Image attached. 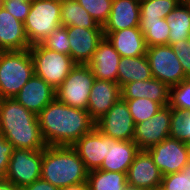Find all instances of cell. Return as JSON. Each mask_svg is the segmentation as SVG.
I'll use <instances>...</instances> for the list:
<instances>
[{
    "mask_svg": "<svg viewBox=\"0 0 190 190\" xmlns=\"http://www.w3.org/2000/svg\"><path fill=\"white\" fill-rule=\"evenodd\" d=\"M95 127L113 139L133 141L135 123L126 101L121 98L95 122Z\"/></svg>",
    "mask_w": 190,
    "mask_h": 190,
    "instance_id": "11",
    "label": "cell"
},
{
    "mask_svg": "<svg viewBox=\"0 0 190 190\" xmlns=\"http://www.w3.org/2000/svg\"><path fill=\"white\" fill-rule=\"evenodd\" d=\"M171 107H162L149 120L135 124L133 141L139 150H148L170 137Z\"/></svg>",
    "mask_w": 190,
    "mask_h": 190,
    "instance_id": "12",
    "label": "cell"
},
{
    "mask_svg": "<svg viewBox=\"0 0 190 190\" xmlns=\"http://www.w3.org/2000/svg\"><path fill=\"white\" fill-rule=\"evenodd\" d=\"M0 190H21L15 186L12 182L2 179L0 180Z\"/></svg>",
    "mask_w": 190,
    "mask_h": 190,
    "instance_id": "40",
    "label": "cell"
},
{
    "mask_svg": "<svg viewBox=\"0 0 190 190\" xmlns=\"http://www.w3.org/2000/svg\"><path fill=\"white\" fill-rule=\"evenodd\" d=\"M41 45L49 50L70 55L67 27L60 26L53 30L50 35L42 41Z\"/></svg>",
    "mask_w": 190,
    "mask_h": 190,
    "instance_id": "34",
    "label": "cell"
},
{
    "mask_svg": "<svg viewBox=\"0 0 190 190\" xmlns=\"http://www.w3.org/2000/svg\"><path fill=\"white\" fill-rule=\"evenodd\" d=\"M120 54L112 44L104 37L98 44L87 65L92 69L96 79L118 81V65Z\"/></svg>",
    "mask_w": 190,
    "mask_h": 190,
    "instance_id": "18",
    "label": "cell"
},
{
    "mask_svg": "<svg viewBox=\"0 0 190 190\" xmlns=\"http://www.w3.org/2000/svg\"><path fill=\"white\" fill-rule=\"evenodd\" d=\"M187 41H188V46L190 47V36Z\"/></svg>",
    "mask_w": 190,
    "mask_h": 190,
    "instance_id": "47",
    "label": "cell"
},
{
    "mask_svg": "<svg viewBox=\"0 0 190 190\" xmlns=\"http://www.w3.org/2000/svg\"><path fill=\"white\" fill-rule=\"evenodd\" d=\"M182 4H190V0H179Z\"/></svg>",
    "mask_w": 190,
    "mask_h": 190,
    "instance_id": "44",
    "label": "cell"
},
{
    "mask_svg": "<svg viewBox=\"0 0 190 190\" xmlns=\"http://www.w3.org/2000/svg\"><path fill=\"white\" fill-rule=\"evenodd\" d=\"M123 100L126 101L135 124L143 122L146 119L149 120L162 108L159 103L147 98Z\"/></svg>",
    "mask_w": 190,
    "mask_h": 190,
    "instance_id": "30",
    "label": "cell"
},
{
    "mask_svg": "<svg viewBox=\"0 0 190 190\" xmlns=\"http://www.w3.org/2000/svg\"><path fill=\"white\" fill-rule=\"evenodd\" d=\"M2 7H4L17 20L24 23L31 8V2L7 0V1H2Z\"/></svg>",
    "mask_w": 190,
    "mask_h": 190,
    "instance_id": "36",
    "label": "cell"
},
{
    "mask_svg": "<svg viewBox=\"0 0 190 190\" xmlns=\"http://www.w3.org/2000/svg\"><path fill=\"white\" fill-rule=\"evenodd\" d=\"M60 10L62 26L103 29L76 0H61Z\"/></svg>",
    "mask_w": 190,
    "mask_h": 190,
    "instance_id": "25",
    "label": "cell"
},
{
    "mask_svg": "<svg viewBox=\"0 0 190 190\" xmlns=\"http://www.w3.org/2000/svg\"><path fill=\"white\" fill-rule=\"evenodd\" d=\"M170 28L168 45L178 41H186L190 36V6L179 3L176 8L166 16Z\"/></svg>",
    "mask_w": 190,
    "mask_h": 190,
    "instance_id": "26",
    "label": "cell"
},
{
    "mask_svg": "<svg viewBox=\"0 0 190 190\" xmlns=\"http://www.w3.org/2000/svg\"><path fill=\"white\" fill-rule=\"evenodd\" d=\"M103 33L121 57L146 55L148 47L140 27Z\"/></svg>",
    "mask_w": 190,
    "mask_h": 190,
    "instance_id": "22",
    "label": "cell"
},
{
    "mask_svg": "<svg viewBox=\"0 0 190 190\" xmlns=\"http://www.w3.org/2000/svg\"><path fill=\"white\" fill-rule=\"evenodd\" d=\"M60 190H89L87 182L69 185L67 187L60 188Z\"/></svg>",
    "mask_w": 190,
    "mask_h": 190,
    "instance_id": "41",
    "label": "cell"
},
{
    "mask_svg": "<svg viewBox=\"0 0 190 190\" xmlns=\"http://www.w3.org/2000/svg\"><path fill=\"white\" fill-rule=\"evenodd\" d=\"M48 146H72L95 128L87 110L68 106L56 97L37 115Z\"/></svg>",
    "mask_w": 190,
    "mask_h": 190,
    "instance_id": "1",
    "label": "cell"
},
{
    "mask_svg": "<svg viewBox=\"0 0 190 190\" xmlns=\"http://www.w3.org/2000/svg\"><path fill=\"white\" fill-rule=\"evenodd\" d=\"M163 176L184 170L190 163L186 143L168 137L147 150Z\"/></svg>",
    "mask_w": 190,
    "mask_h": 190,
    "instance_id": "10",
    "label": "cell"
},
{
    "mask_svg": "<svg viewBox=\"0 0 190 190\" xmlns=\"http://www.w3.org/2000/svg\"><path fill=\"white\" fill-rule=\"evenodd\" d=\"M100 25L104 26L107 22L113 0H76Z\"/></svg>",
    "mask_w": 190,
    "mask_h": 190,
    "instance_id": "33",
    "label": "cell"
},
{
    "mask_svg": "<svg viewBox=\"0 0 190 190\" xmlns=\"http://www.w3.org/2000/svg\"><path fill=\"white\" fill-rule=\"evenodd\" d=\"M139 151L134 141H121L108 137L107 156L99 170L127 173Z\"/></svg>",
    "mask_w": 190,
    "mask_h": 190,
    "instance_id": "19",
    "label": "cell"
},
{
    "mask_svg": "<svg viewBox=\"0 0 190 190\" xmlns=\"http://www.w3.org/2000/svg\"><path fill=\"white\" fill-rule=\"evenodd\" d=\"M146 56L153 78L164 82L169 88L188 78L170 45L150 46Z\"/></svg>",
    "mask_w": 190,
    "mask_h": 190,
    "instance_id": "9",
    "label": "cell"
},
{
    "mask_svg": "<svg viewBox=\"0 0 190 190\" xmlns=\"http://www.w3.org/2000/svg\"><path fill=\"white\" fill-rule=\"evenodd\" d=\"M179 3V0H140V19L166 18Z\"/></svg>",
    "mask_w": 190,
    "mask_h": 190,
    "instance_id": "29",
    "label": "cell"
},
{
    "mask_svg": "<svg viewBox=\"0 0 190 190\" xmlns=\"http://www.w3.org/2000/svg\"><path fill=\"white\" fill-rule=\"evenodd\" d=\"M159 190H190V176L185 170L165 175Z\"/></svg>",
    "mask_w": 190,
    "mask_h": 190,
    "instance_id": "35",
    "label": "cell"
},
{
    "mask_svg": "<svg viewBox=\"0 0 190 190\" xmlns=\"http://www.w3.org/2000/svg\"><path fill=\"white\" fill-rule=\"evenodd\" d=\"M72 148L77 152L88 171L97 170L107 156L108 136L95 127L90 133L84 134L76 141Z\"/></svg>",
    "mask_w": 190,
    "mask_h": 190,
    "instance_id": "15",
    "label": "cell"
},
{
    "mask_svg": "<svg viewBox=\"0 0 190 190\" xmlns=\"http://www.w3.org/2000/svg\"><path fill=\"white\" fill-rule=\"evenodd\" d=\"M34 74L29 49L0 51V99L14 98Z\"/></svg>",
    "mask_w": 190,
    "mask_h": 190,
    "instance_id": "4",
    "label": "cell"
},
{
    "mask_svg": "<svg viewBox=\"0 0 190 190\" xmlns=\"http://www.w3.org/2000/svg\"><path fill=\"white\" fill-rule=\"evenodd\" d=\"M21 190H60L58 187L49 183L48 181L39 178L32 184L23 187Z\"/></svg>",
    "mask_w": 190,
    "mask_h": 190,
    "instance_id": "39",
    "label": "cell"
},
{
    "mask_svg": "<svg viewBox=\"0 0 190 190\" xmlns=\"http://www.w3.org/2000/svg\"><path fill=\"white\" fill-rule=\"evenodd\" d=\"M127 185L140 190H159L162 173L147 150H140L126 173Z\"/></svg>",
    "mask_w": 190,
    "mask_h": 190,
    "instance_id": "13",
    "label": "cell"
},
{
    "mask_svg": "<svg viewBox=\"0 0 190 190\" xmlns=\"http://www.w3.org/2000/svg\"><path fill=\"white\" fill-rule=\"evenodd\" d=\"M120 98L121 91L117 82L95 79L87 104L90 117L95 122L98 121Z\"/></svg>",
    "mask_w": 190,
    "mask_h": 190,
    "instance_id": "17",
    "label": "cell"
},
{
    "mask_svg": "<svg viewBox=\"0 0 190 190\" xmlns=\"http://www.w3.org/2000/svg\"><path fill=\"white\" fill-rule=\"evenodd\" d=\"M88 170L72 146L43 150L41 178L60 188L87 182Z\"/></svg>",
    "mask_w": 190,
    "mask_h": 190,
    "instance_id": "3",
    "label": "cell"
},
{
    "mask_svg": "<svg viewBox=\"0 0 190 190\" xmlns=\"http://www.w3.org/2000/svg\"><path fill=\"white\" fill-rule=\"evenodd\" d=\"M139 27L144 35L147 47L168 45L170 28L166 18L140 19Z\"/></svg>",
    "mask_w": 190,
    "mask_h": 190,
    "instance_id": "28",
    "label": "cell"
},
{
    "mask_svg": "<svg viewBox=\"0 0 190 190\" xmlns=\"http://www.w3.org/2000/svg\"><path fill=\"white\" fill-rule=\"evenodd\" d=\"M30 47L25 34L24 23L17 20L4 7H1L0 51L25 50Z\"/></svg>",
    "mask_w": 190,
    "mask_h": 190,
    "instance_id": "21",
    "label": "cell"
},
{
    "mask_svg": "<svg viewBox=\"0 0 190 190\" xmlns=\"http://www.w3.org/2000/svg\"><path fill=\"white\" fill-rule=\"evenodd\" d=\"M123 190H140V189H137L136 187L126 185V187Z\"/></svg>",
    "mask_w": 190,
    "mask_h": 190,
    "instance_id": "43",
    "label": "cell"
},
{
    "mask_svg": "<svg viewBox=\"0 0 190 190\" xmlns=\"http://www.w3.org/2000/svg\"><path fill=\"white\" fill-rule=\"evenodd\" d=\"M95 79L88 65L76 64L55 90L56 98L68 106L87 110L90 90Z\"/></svg>",
    "mask_w": 190,
    "mask_h": 190,
    "instance_id": "7",
    "label": "cell"
},
{
    "mask_svg": "<svg viewBox=\"0 0 190 190\" xmlns=\"http://www.w3.org/2000/svg\"><path fill=\"white\" fill-rule=\"evenodd\" d=\"M2 1H7V0H2ZM18 1H21V2H32L33 0H18Z\"/></svg>",
    "mask_w": 190,
    "mask_h": 190,
    "instance_id": "46",
    "label": "cell"
},
{
    "mask_svg": "<svg viewBox=\"0 0 190 190\" xmlns=\"http://www.w3.org/2000/svg\"><path fill=\"white\" fill-rule=\"evenodd\" d=\"M153 78L146 55L121 57L118 65V81L120 88L130 82L146 81Z\"/></svg>",
    "mask_w": 190,
    "mask_h": 190,
    "instance_id": "24",
    "label": "cell"
},
{
    "mask_svg": "<svg viewBox=\"0 0 190 190\" xmlns=\"http://www.w3.org/2000/svg\"><path fill=\"white\" fill-rule=\"evenodd\" d=\"M188 175L190 176V164L184 169Z\"/></svg>",
    "mask_w": 190,
    "mask_h": 190,
    "instance_id": "45",
    "label": "cell"
},
{
    "mask_svg": "<svg viewBox=\"0 0 190 190\" xmlns=\"http://www.w3.org/2000/svg\"><path fill=\"white\" fill-rule=\"evenodd\" d=\"M169 106L178 111L190 112V78L170 87Z\"/></svg>",
    "mask_w": 190,
    "mask_h": 190,
    "instance_id": "31",
    "label": "cell"
},
{
    "mask_svg": "<svg viewBox=\"0 0 190 190\" xmlns=\"http://www.w3.org/2000/svg\"><path fill=\"white\" fill-rule=\"evenodd\" d=\"M55 97V89L34 74L14 99L27 110L38 115Z\"/></svg>",
    "mask_w": 190,
    "mask_h": 190,
    "instance_id": "16",
    "label": "cell"
},
{
    "mask_svg": "<svg viewBox=\"0 0 190 190\" xmlns=\"http://www.w3.org/2000/svg\"><path fill=\"white\" fill-rule=\"evenodd\" d=\"M0 134L14 149L44 150L48 146L37 115L14 98L0 99Z\"/></svg>",
    "mask_w": 190,
    "mask_h": 190,
    "instance_id": "2",
    "label": "cell"
},
{
    "mask_svg": "<svg viewBox=\"0 0 190 190\" xmlns=\"http://www.w3.org/2000/svg\"><path fill=\"white\" fill-rule=\"evenodd\" d=\"M186 143V149H187V154H188V160L190 163V142H185Z\"/></svg>",
    "mask_w": 190,
    "mask_h": 190,
    "instance_id": "42",
    "label": "cell"
},
{
    "mask_svg": "<svg viewBox=\"0 0 190 190\" xmlns=\"http://www.w3.org/2000/svg\"><path fill=\"white\" fill-rule=\"evenodd\" d=\"M87 184L89 190H123L127 177L126 173L97 169L88 172Z\"/></svg>",
    "mask_w": 190,
    "mask_h": 190,
    "instance_id": "27",
    "label": "cell"
},
{
    "mask_svg": "<svg viewBox=\"0 0 190 190\" xmlns=\"http://www.w3.org/2000/svg\"><path fill=\"white\" fill-rule=\"evenodd\" d=\"M29 51L33 60L35 75L41 77L55 90L76 65L70 55L49 50L41 44L31 46Z\"/></svg>",
    "mask_w": 190,
    "mask_h": 190,
    "instance_id": "6",
    "label": "cell"
},
{
    "mask_svg": "<svg viewBox=\"0 0 190 190\" xmlns=\"http://www.w3.org/2000/svg\"><path fill=\"white\" fill-rule=\"evenodd\" d=\"M13 150V145L0 134V180L6 176Z\"/></svg>",
    "mask_w": 190,
    "mask_h": 190,
    "instance_id": "38",
    "label": "cell"
},
{
    "mask_svg": "<svg viewBox=\"0 0 190 190\" xmlns=\"http://www.w3.org/2000/svg\"><path fill=\"white\" fill-rule=\"evenodd\" d=\"M70 42V57L75 64L89 62L99 42L104 38L103 29H87L84 27H67Z\"/></svg>",
    "mask_w": 190,
    "mask_h": 190,
    "instance_id": "14",
    "label": "cell"
},
{
    "mask_svg": "<svg viewBox=\"0 0 190 190\" xmlns=\"http://www.w3.org/2000/svg\"><path fill=\"white\" fill-rule=\"evenodd\" d=\"M61 0H33L24 21V30L30 46L41 44L50 33L62 26Z\"/></svg>",
    "mask_w": 190,
    "mask_h": 190,
    "instance_id": "5",
    "label": "cell"
},
{
    "mask_svg": "<svg viewBox=\"0 0 190 190\" xmlns=\"http://www.w3.org/2000/svg\"><path fill=\"white\" fill-rule=\"evenodd\" d=\"M170 137L190 142V112L171 108Z\"/></svg>",
    "mask_w": 190,
    "mask_h": 190,
    "instance_id": "32",
    "label": "cell"
},
{
    "mask_svg": "<svg viewBox=\"0 0 190 190\" xmlns=\"http://www.w3.org/2000/svg\"><path fill=\"white\" fill-rule=\"evenodd\" d=\"M120 91L121 99L147 98L162 107L169 105L170 88L155 78L127 83L120 88Z\"/></svg>",
    "mask_w": 190,
    "mask_h": 190,
    "instance_id": "23",
    "label": "cell"
},
{
    "mask_svg": "<svg viewBox=\"0 0 190 190\" xmlns=\"http://www.w3.org/2000/svg\"><path fill=\"white\" fill-rule=\"evenodd\" d=\"M180 61L185 75L190 78V47L188 41H178L170 45Z\"/></svg>",
    "mask_w": 190,
    "mask_h": 190,
    "instance_id": "37",
    "label": "cell"
},
{
    "mask_svg": "<svg viewBox=\"0 0 190 190\" xmlns=\"http://www.w3.org/2000/svg\"><path fill=\"white\" fill-rule=\"evenodd\" d=\"M43 150L14 149L5 180L22 189L41 178Z\"/></svg>",
    "mask_w": 190,
    "mask_h": 190,
    "instance_id": "8",
    "label": "cell"
},
{
    "mask_svg": "<svg viewBox=\"0 0 190 190\" xmlns=\"http://www.w3.org/2000/svg\"><path fill=\"white\" fill-rule=\"evenodd\" d=\"M140 26V0H113L103 32L120 31Z\"/></svg>",
    "mask_w": 190,
    "mask_h": 190,
    "instance_id": "20",
    "label": "cell"
}]
</instances>
